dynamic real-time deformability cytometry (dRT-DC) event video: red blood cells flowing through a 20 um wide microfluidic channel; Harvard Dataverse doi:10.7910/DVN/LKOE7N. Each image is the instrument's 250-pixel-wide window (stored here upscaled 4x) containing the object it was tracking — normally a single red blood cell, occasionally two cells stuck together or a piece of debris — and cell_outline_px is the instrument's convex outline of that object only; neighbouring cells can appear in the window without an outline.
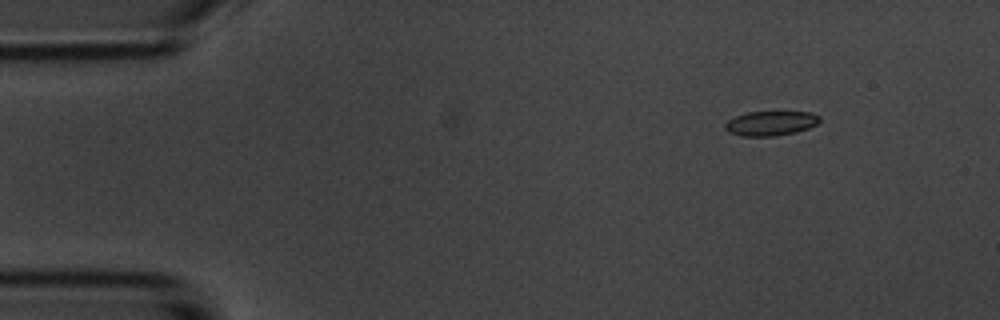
{"species": "common noctule bat (a hibernating species)", "species_latin": "Nyctalus noctula", "temperature_condition": "room temperature", "stored_images_in_passage": 7, "camera_frame_rate_fps": 3000, "um_per_image_px": 0.085, "animal": {"sex": "male", "body_mass_g": 20.1, "forearm_length_mm": 53.5}, "frame": {"image": 1, "passage_image": 1, "time_ms": 0.0, "image_size_px": [1000, 320], "cell_outline_px": [[820, 120], [816, 124], [808, 128], [796, 132], [776, 136], [740, 136], [728, 132], [724, 128], [724, 124], [728, 120], [736, 116], [748, 112], [812, 112], [820, 116]], "centroid_in_image_um": [65.49, 10.48], "position_along_channel_um": 19.5, "area_um2": 13.58}}
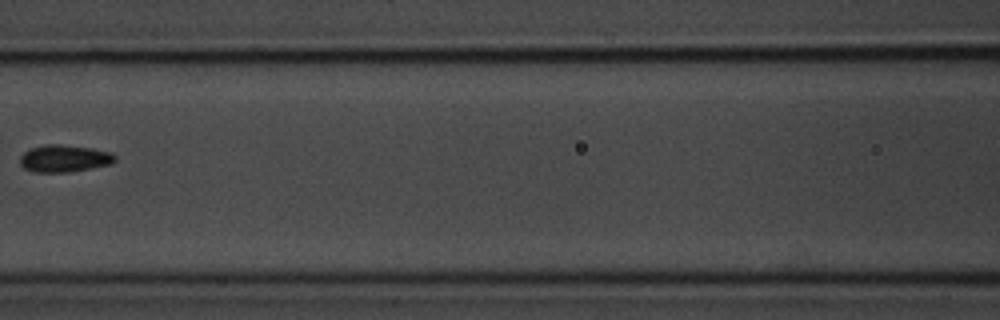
{"frame": {"image": 2, "passage_image": 6, "time_ms": 6.0, "image_size_px": [1000, 320], "cell_outline_px": [[116, 160], [112, 164], [68, 172], [36, 172], [24, 168], [20, 164], [20, 156], [24, 152], [32, 148], [44, 144], [60, 144], [92, 148], [112, 152], [116, 156]], "centroid_in_image_um": [5.48, 13.46], "position_along_channel_um": 161.1, "area_um2": 15.09}}
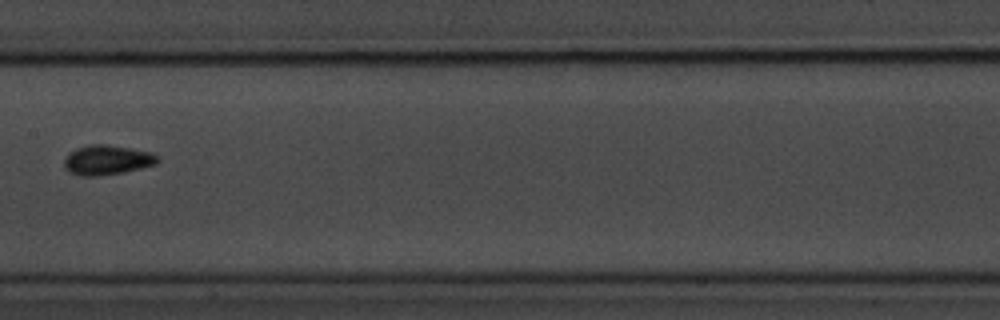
{"frame": {"image": 3, "passage_image": 7, "time_ms": 7.0, "image_size_px": [1000, 320], "cell_outline_px": [[160, 160], [156, 164], [124, 172], [100, 176], [80, 176], [64, 168], [64, 160], [68, 152], [76, 148], [88, 144], [108, 144], [132, 148], [152, 152]], "centroid_in_image_um": [9.09, 13.58], "position_along_channel_um": 198.3, "area_um2": 16.36}}